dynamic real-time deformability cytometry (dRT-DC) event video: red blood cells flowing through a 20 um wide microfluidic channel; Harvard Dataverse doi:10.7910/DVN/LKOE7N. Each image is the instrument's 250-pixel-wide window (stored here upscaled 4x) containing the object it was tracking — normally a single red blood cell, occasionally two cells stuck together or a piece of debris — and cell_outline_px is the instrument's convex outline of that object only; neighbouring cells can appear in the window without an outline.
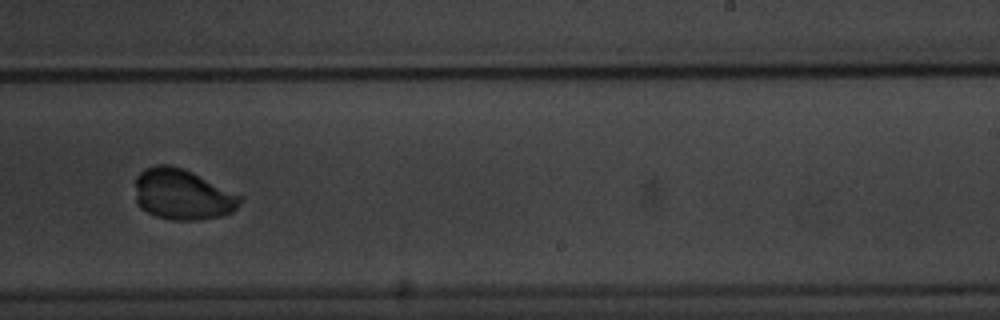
{"species": "common noctule bat (a hibernating species)", "species_latin": "Nyctalus noctula", "temperature_condition": "warm", "stored_images_in_passage": 13, "camera_frame_rate_fps": 3000, "um_per_image_px": 0.085, "animal": {"sex": "male", "body_mass_g": 20.1, "forearm_length_mm": 53.5}, "frame": {"image": 1, "passage_image": 10, "time_ms": 11.667, "image_size_px": [1000, 320], "cell_outline_px": [[244, 200], [232, 212], [220, 216], [196, 220], [172, 220], [156, 216], [140, 208], [136, 204], [136, 176], [144, 168], [156, 164], [168, 164], [184, 168], [244, 196]], "centroid_in_image_um": [15.52, 16.52], "position_along_channel_um": 273.5, "area_um2": 31.39}}
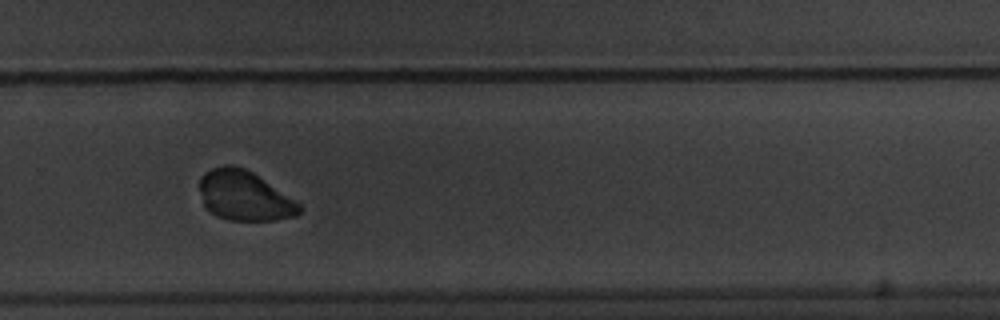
{"frame": {"image": 2, "passage_image": 11, "time_ms": 12.667, "image_size_px": [1000, 320], "cell_outline_px": [[304, 212], [296, 216], [276, 220], [228, 220], [216, 216], [204, 208], [200, 188], [200, 176], [204, 172], [212, 168], [224, 164], [232, 164], [244, 168], [252, 172], [300, 204], [304, 208]], "centroid_in_image_um": [20.76, 16.65], "position_along_channel_um": 309.0, "area_um2": 29.07}}